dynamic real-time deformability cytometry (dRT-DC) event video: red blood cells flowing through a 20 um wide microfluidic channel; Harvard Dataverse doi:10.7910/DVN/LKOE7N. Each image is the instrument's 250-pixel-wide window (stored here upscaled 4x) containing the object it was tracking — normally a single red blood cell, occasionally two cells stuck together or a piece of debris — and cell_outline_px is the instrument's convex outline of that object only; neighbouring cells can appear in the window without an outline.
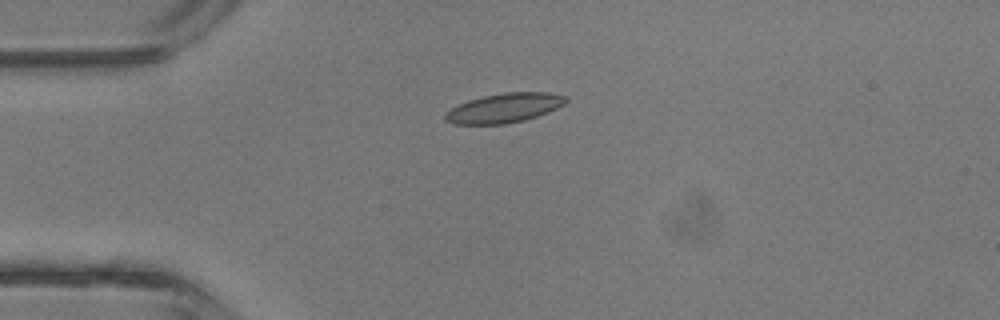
{"species": "common noctule bat (a hibernating species)", "species_latin": "Nyctalus noctula", "temperature_condition": "room temperature", "stored_images_in_passage": 34, "camera_frame_rate_fps": 3000, "um_per_image_px": 0.085, "animal": {"sex": "male", "body_mass_g": 13.3}, "frame": {"image": 1, "passage_image": 1, "time_ms": 0.0, "image_size_px": [1000, 320], "cell_outline_px": [[568, 100], [564, 104], [556, 108], [536, 116], [524, 120], [504, 124], [452, 124], [444, 120], [444, 112], [468, 100], [484, 96], [504, 92], [548, 92], [568, 96]], "centroid_in_image_um": [42.85, 9.17], "position_along_channel_um": 42.2, "area_um2": 20.63}}
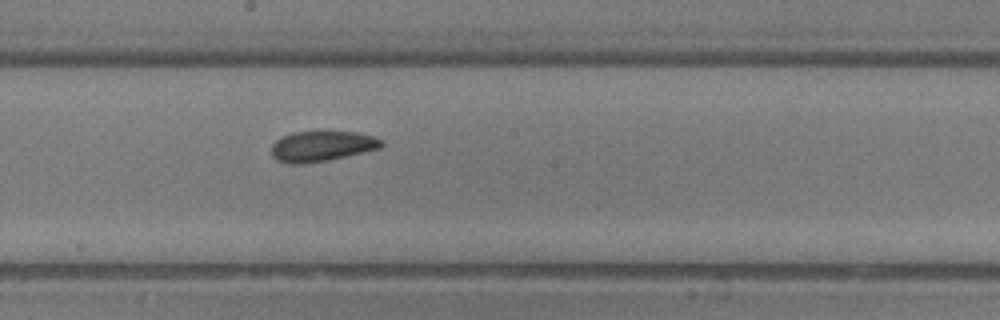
{"frame": {"image": 2, "passage_image": 14, "time_ms": 4.333, "image_size_px": [1000, 320], "cell_outline_px": [[384, 144], [380, 148], [328, 160], [304, 164], [288, 164], [276, 160], [272, 156], [272, 144], [280, 136], [292, 132], [356, 132], [372, 136], [384, 140]], "centroid_in_image_um": [27.32, 12.43], "position_along_channel_um": 220.9, "area_um2": 19.54}}
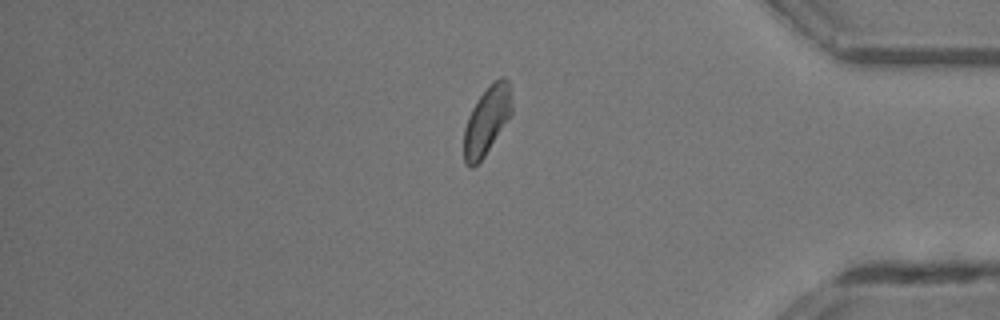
{"frame": {"image": 3, "passage_image": 27, "time_ms": 8.667, "image_size_px": [1000, 320], "cell_outline_px": [[512, 112], [508, 120], [484, 156], [472, 168], [468, 168], [464, 164], [464, 128], [468, 116], [476, 100], [500, 76], [504, 76], [508, 80], [512, 104]], "centroid_in_image_um": [41.37, 10.27], "position_along_channel_um": 393.8, "area_um2": 18.84}, "authors_computed_cell_mechanics": {"area_um2": 19.5075, "velocity_mm_per_s": 4.6704, "shape_relaxation_time_tau1_ms": 4.3144, "shape_relaxation_time_tau2_ms": 3.9748, "deformation_change_tau1": 0.1192, "deformation_change_tau2": 0.1015}}